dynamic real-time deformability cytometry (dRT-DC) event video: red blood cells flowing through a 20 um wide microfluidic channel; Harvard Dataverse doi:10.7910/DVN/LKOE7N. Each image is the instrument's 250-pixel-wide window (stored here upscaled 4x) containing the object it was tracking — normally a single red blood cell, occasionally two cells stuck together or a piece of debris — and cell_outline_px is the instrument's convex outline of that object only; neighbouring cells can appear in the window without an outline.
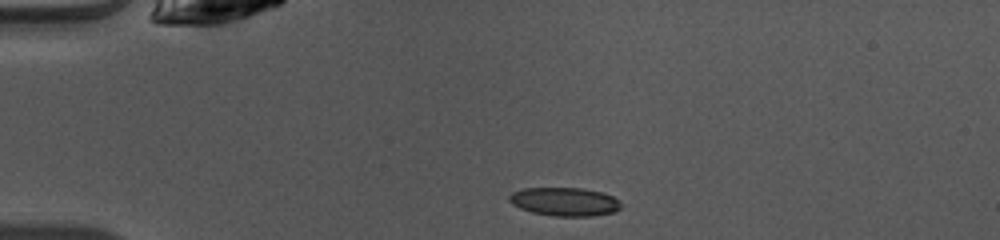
{"species": "common noctule bat (a hibernating species)", "species_latin": "Nyctalus noctula", "temperature_condition": "warm", "stored_images_in_passage": 39, "camera_frame_rate_fps": 3000, "um_per_image_px": 0.085, "animal": {"sex": "female", "body_mass_g": 10.0, "forearm_length_mm": 53.1}, "frame": {"image": 1, "passage_image": 1, "time_ms": 0.0, "image_size_px": [1000, 240], "cell_outline_px": [[624, 204], [616, 212], [592, 216], [552, 216], [532, 212], [520, 208], [512, 204], [508, 200], [508, 196], [512, 192], [524, 188], [580, 188], [600, 192], [612, 196], [620, 200]], "centroid_in_image_um": [48.01, 17.15], "position_along_channel_um": 37.0, "area_um2": 18.73}}
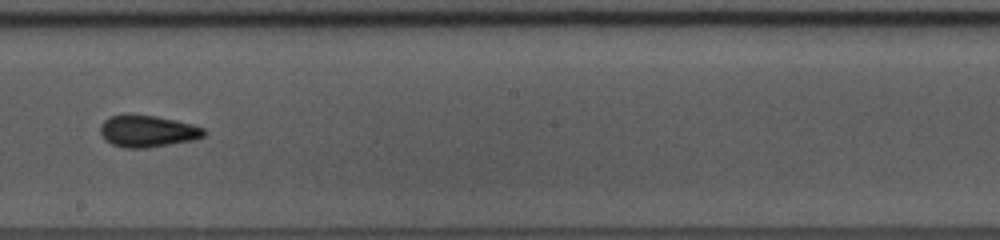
{"frame": {"image": 2, "passage_image": 18, "time_ms": 5.667, "image_size_px": [1000, 240], "cell_outline_px": [[208, 132], [204, 136], [196, 140], [148, 148], [124, 148], [112, 144], [104, 140], [100, 132], [100, 124], [108, 116], [124, 112], [128, 112], [156, 116], [176, 120], [192, 124], [204, 128]], "centroid_in_image_um": [12.52, 11.12], "position_along_channel_um": 235.7, "area_um2": 20.0}}
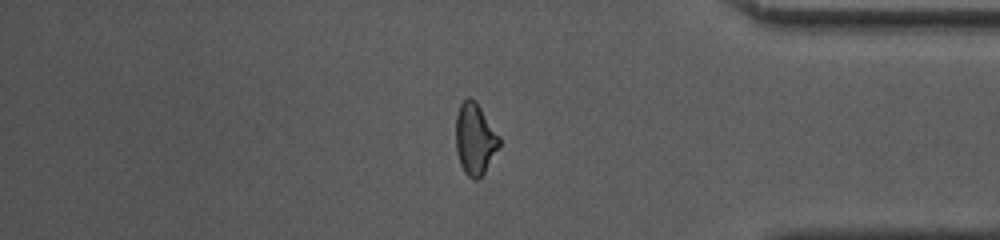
{"frame": {"image": 3, "passage_image": 31, "time_ms": 10.0, "image_size_px": [1000, 240], "cell_outline_px": [[500, 148], [484, 172], [476, 180], [472, 180], [464, 172], [460, 164], [456, 148], [456, 116], [460, 104], [468, 96], [476, 100], [500, 136]], "centroid_in_image_um": [40.38, 11.8], "position_along_channel_um": 394.8, "area_um2": 18.32}, "authors_computed_cell_mechanics": {"area_um2": 18.4382, "velocity_mm_per_s": 4.1231, "shape_relaxation_time_tau1_ms": 7.2902, "shape_relaxation_time_tau2_ms": 1.889, "deformation_change_tau1": 0.1583, "deformation_change_tau2": 0.0759}}